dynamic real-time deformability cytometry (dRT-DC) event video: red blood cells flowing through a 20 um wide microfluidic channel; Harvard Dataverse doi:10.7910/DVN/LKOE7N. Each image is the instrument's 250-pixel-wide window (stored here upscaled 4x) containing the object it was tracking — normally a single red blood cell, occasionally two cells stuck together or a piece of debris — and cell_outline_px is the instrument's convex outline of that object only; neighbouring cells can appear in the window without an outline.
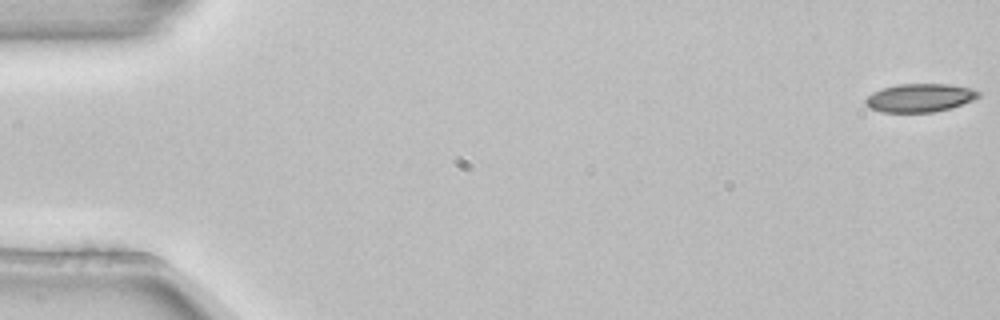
{"species": "common noctule bat (a hibernating species)", "species_latin": "Nyctalus noctula", "temperature_condition": "room temperature", "stored_images_in_passage": 5, "segment_of_instrument_passage": [1, 2], "camera_frame_rate_fps": 3000, "um_per_image_px": 0.085, "animal": {"sex": "female", "body_mass_g": 22.7, "forearm_length_mm": 54.2}, "frame": {"image": 1, "passage_image": 1, "time_ms": 0.0, "image_size_px": [1000, 320], "cell_outline_px": [[980, 96], [972, 100], [952, 108], [932, 112], [880, 112], [868, 108], [864, 104], [864, 100], [872, 92], [880, 88], [896, 84], [948, 84], [972, 88], [980, 92]], "centroid_in_image_um": [78.14, 8.31], "position_along_channel_um": 6.9, "area_um2": 18.9}}
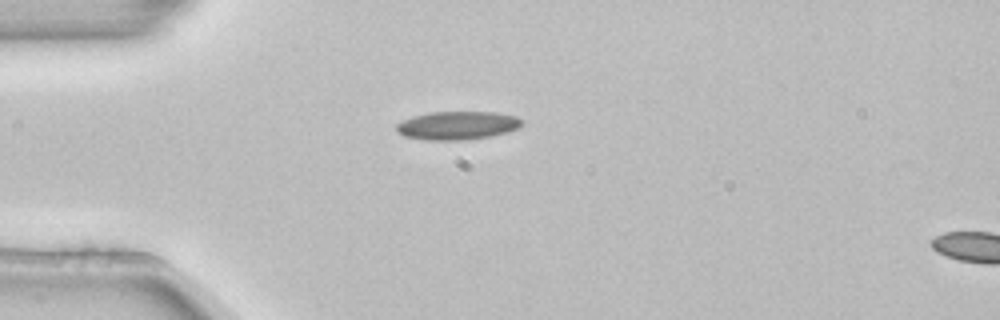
{"frame": {"image": 2, "passage_image": 4, "time_ms": 1.0, "image_size_px": [1000, 320], "cell_outline_px": [[524, 124], [520, 128], [488, 136], [460, 140], [428, 140], [404, 136], [396, 132], [396, 124], [412, 116], [428, 112], [496, 112], [516, 116], [524, 120]], "centroid_in_image_um": [38.88, 10.65], "position_along_channel_um": 46.1, "area_um2": 20.75}}